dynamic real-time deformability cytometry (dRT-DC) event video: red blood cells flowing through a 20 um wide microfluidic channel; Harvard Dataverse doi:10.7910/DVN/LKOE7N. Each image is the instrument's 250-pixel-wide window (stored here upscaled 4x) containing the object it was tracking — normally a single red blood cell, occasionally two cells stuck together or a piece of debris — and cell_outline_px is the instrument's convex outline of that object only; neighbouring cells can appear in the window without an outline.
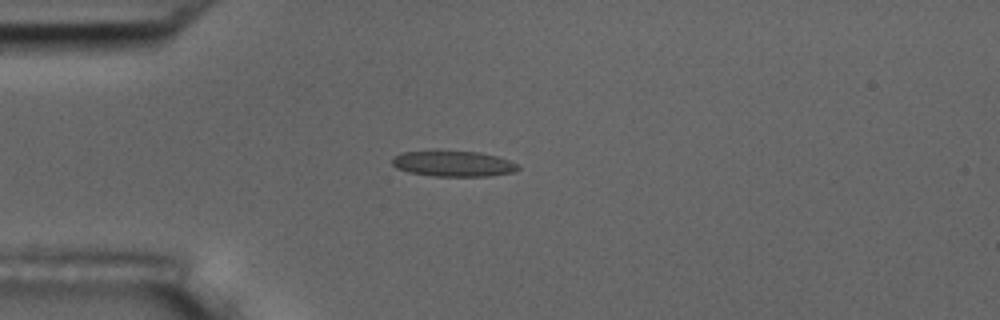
{"species": "common noctule bat (a hibernating species)", "species_latin": "Nyctalus noctula", "temperature_condition": "room temperature", "stored_images_in_passage": 42, "camera_frame_rate_fps": 3000, "um_per_image_px": 0.085, "animal": {"sex": "male", "body_mass_g": 17.5, "forearm_length_mm": 52.3}, "frame": {"image": 1, "passage_image": 1, "time_ms": 0.0, "image_size_px": [1000, 320], "cell_outline_px": [[520, 168], [512, 172], [488, 176], [432, 176], [408, 172], [396, 168], [392, 164], [392, 156], [404, 152], [436, 148], [480, 152], [496, 156], [508, 160], [516, 164]], "centroid_in_image_um": [38.44, 13.87], "position_along_channel_um": 46.6, "area_um2": 19.54}}
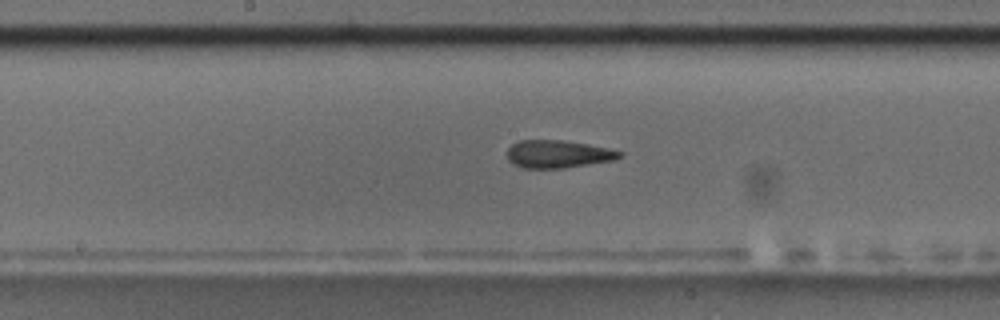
{"frame": {"image": 2, "passage_image": 15, "time_ms": 4.667, "image_size_px": [1000, 320], "cell_outline_px": [[624, 156], [612, 160], [564, 168], [524, 168], [512, 164], [508, 160], [508, 148], [512, 144], [520, 140], [560, 140], [588, 144], [608, 148], [624, 152]], "centroid_in_image_um": [47.43, 13.09], "position_along_channel_um": 200.8, "area_um2": 18.15}}
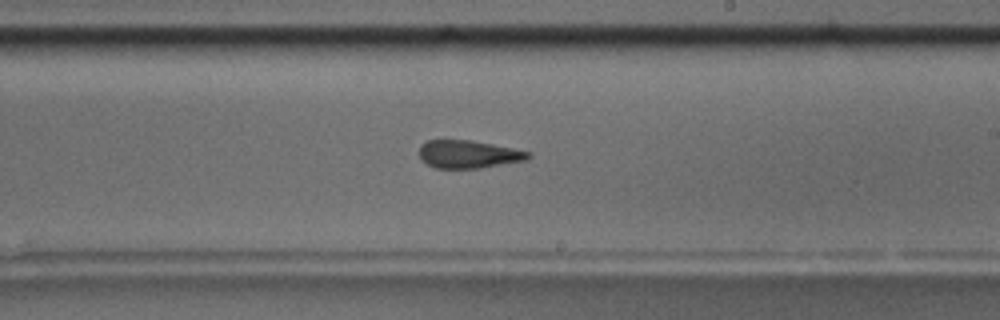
{"frame": {"image": 3, "passage_image": 19, "time_ms": 6.0, "image_size_px": [1000, 320], "cell_outline_px": [[532, 156], [528, 160], [480, 168], [436, 168], [420, 160], [416, 152], [420, 144], [428, 140], [472, 140], [532, 152]], "centroid_in_image_um": [39.79, 13.11], "position_along_channel_um": 249.2, "area_um2": 18.03}, "authors_computed_cell_mechanics": {"area_um2": 18.6116, "velocity_mm_per_s": 3.6538, "shape_relaxation_time_tau1_ms": null, "shape_relaxation_time_tau2_ms": 1.7174, "deformation_change_tau1": null, "deformation_change_tau2": 0.0925}}